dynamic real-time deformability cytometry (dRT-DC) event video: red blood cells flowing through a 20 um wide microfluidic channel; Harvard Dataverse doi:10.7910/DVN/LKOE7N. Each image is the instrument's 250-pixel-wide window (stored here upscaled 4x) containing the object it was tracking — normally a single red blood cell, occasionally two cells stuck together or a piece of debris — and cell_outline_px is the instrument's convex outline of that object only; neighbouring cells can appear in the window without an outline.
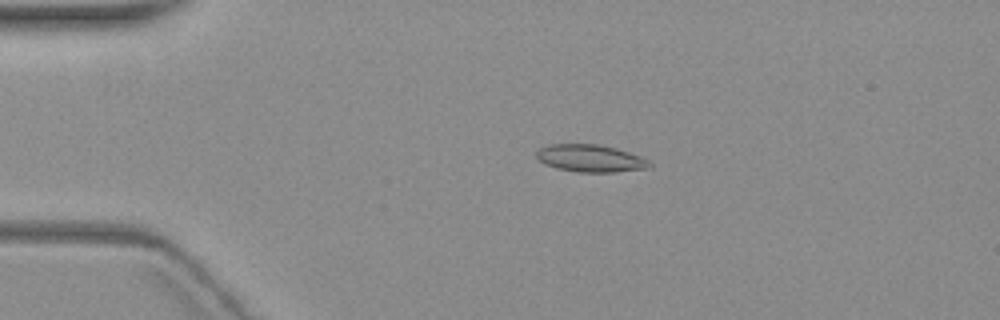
{"species": "common noctule bat (a hibernating species)", "species_latin": "Nyctalus noctula", "temperature_condition": "warm", "stored_images_in_passage": 5, "camera_frame_rate_fps": 3000, "um_per_image_px": 0.085, "animal": {"sex": "female", "body_mass_g": 19.3, "forearm_length_mm": 54.1}, "frame": {"image": 1, "passage_image": 3, "time_ms": 4.0, "image_size_px": [1000, 320], "cell_outline_px": [[652, 168], [616, 172], [580, 172], [556, 168], [544, 164], [536, 156], [536, 152], [540, 148], [548, 144], [600, 144], [616, 148], [640, 156], [648, 160], [652, 164]], "centroid_in_image_um": [50.21, 13.46], "position_along_channel_um": 34.8, "area_um2": 18.15}}
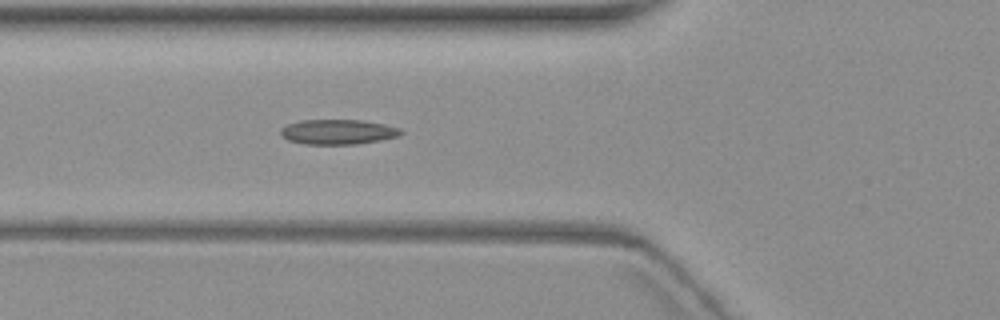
{"frame": {"image": 2, "passage_image": 5, "time_ms": 7.0, "image_size_px": [1000, 320], "cell_outline_px": [[404, 132], [400, 136], [380, 140], [356, 144], [304, 144], [288, 140], [280, 136], [280, 128], [288, 124], [300, 120], [364, 120], [384, 124], [400, 128]], "centroid_in_image_um": [28.72, 11.21], "position_along_channel_um": 97.1, "area_um2": 17.63}}